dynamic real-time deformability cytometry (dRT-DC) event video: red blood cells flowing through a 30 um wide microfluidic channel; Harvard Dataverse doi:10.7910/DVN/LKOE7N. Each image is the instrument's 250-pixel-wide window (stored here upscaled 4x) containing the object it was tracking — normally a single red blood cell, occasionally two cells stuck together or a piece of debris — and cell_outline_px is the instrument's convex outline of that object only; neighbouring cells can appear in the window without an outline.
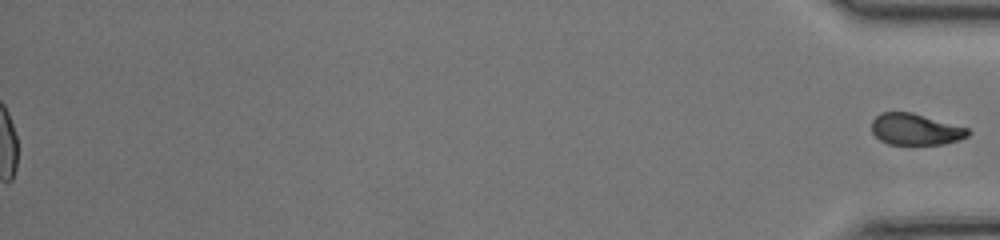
{"species": "common noctule bat (a hibernating species)", "species_latin": "Nyctalus noctula", "temperature_condition": "room temperature", "stored_images_in_passage": 49, "segment_of_instrument_passage": [2, 2], "camera_frame_rate_fps": 3000, "um_per_image_px": 0.085, "animal": {"sex": "female", "body_mass_g": 17.0, "forearm_length_mm": 48.0}, "frame": {"image": 1, "passage_image": 49, "time_ms": 16.0, "image_size_px": [1000, 240], "cell_outline_px": [[972, 132], [968, 136], [960, 140], [944, 144], [888, 144], [880, 140], [872, 132], [872, 120], [880, 112], [912, 112], [968, 128]], "centroid_in_image_um": [77.83, 10.99], "position_along_channel_um": 357.4, "area_um2": 17.69}}